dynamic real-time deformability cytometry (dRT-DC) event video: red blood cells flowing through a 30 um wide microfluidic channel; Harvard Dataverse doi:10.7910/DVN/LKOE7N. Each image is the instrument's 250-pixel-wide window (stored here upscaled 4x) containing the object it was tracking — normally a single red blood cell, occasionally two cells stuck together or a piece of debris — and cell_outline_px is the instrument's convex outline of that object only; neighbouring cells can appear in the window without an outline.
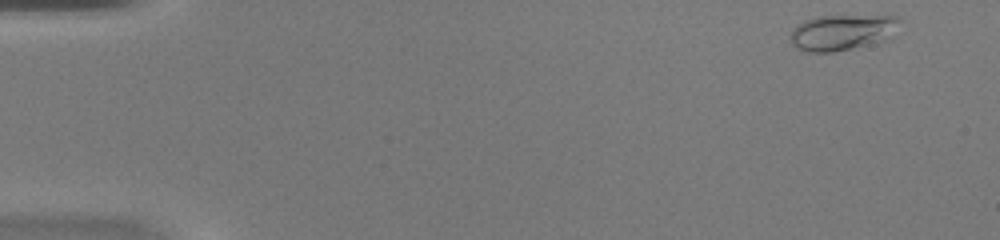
{"species": "common noctule bat (a hibernating species)", "species_latin": "Nyctalus noctula", "temperature_condition": "warm", "stored_images_in_passage": 47, "camera_frame_rate_fps": 3000, "um_per_image_px": 0.085, "animal": {"sex": "female", "body_mass_g": 20.0, "forearm_length_mm": 54.0}, "frame": {"image": 1, "passage_image": 1, "time_ms": 0.0, "image_size_px": [1000, 240], "cell_outline_px": [[900, 20], [892, 36], [884, 40], [852, 48], [832, 52], [808, 52], [796, 48], [792, 44], [788, 36], [792, 28], [796, 24], [804, 20], [816, 16], [896, 16]], "centroid_in_image_um": [71.5, 2.74], "position_along_channel_um": 13.5, "area_um2": 22.77}}
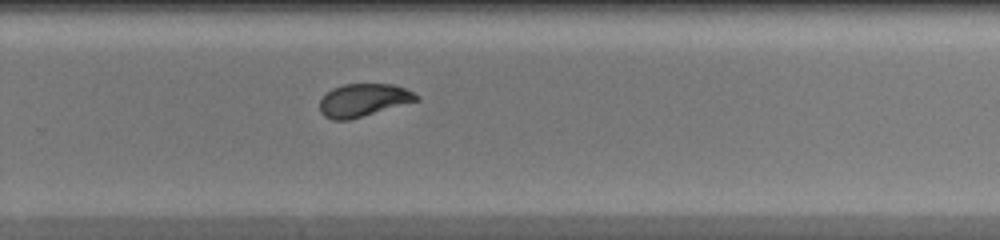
{"frame": {"image": 2, "passage_image": 31, "time_ms": 10.0, "image_size_px": [1000, 240], "cell_outline_px": [[420, 100], [348, 120], [332, 120], [324, 116], [320, 112], [320, 100], [332, 88], [344, 84], [392, 84], [404, 88], [420, 96]], "centroid_in_image_um": [30.89, 8.51], "position_along_channel_um": 298.9, "area_um2": 18.38}}
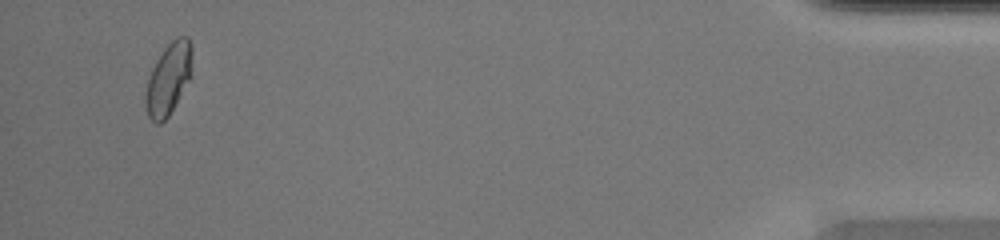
{"frame": {"image": 3, "passage_image": 45, "time_ms": 14.667, "image_size_px": [1000, 240], "cell_outline_px": [[192, 56], [188, 80], [168, 116], [160, 124], [156, 124], [148, 116], [144, 104], [144, 96], [148, 80], [152, 68], [156, 60], [164, 48], [176, 36], [188, 36], [192, 44]], "centroid_in_image_um": [14.29, 6.68], "position_along_channel_um": 420.9, "area_um2": 19.19}, "authors_computed_cell_mechanics": {"area_um2": 18.9584, "velocity_mm_per_s": 4.2092, "shape_relaxation_time_tau1_ms": 10.3492, "shape_relaxation_time_tau2_ms": 0.8058, "deformation_change_tau1": 0.2609, "deformation_change_tau2": 0.0404}}